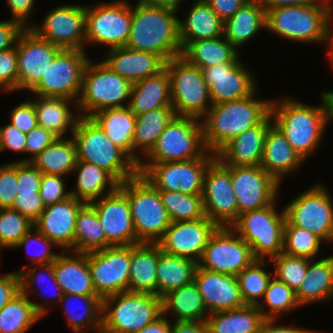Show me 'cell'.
<instances>
[{"mask_svg":"<svg viewBox=\"0 0 333 333\" xmlns=\"http://www.w3.org/2000/svg\"><path fill=\"white\" fill-rule=\"evenodd\" d=\"M252 95L236 100L213 104L201 118L203 139L207 150L217 154L235 136L259 125L269 114L271 100Z\"/></svg>","mask_w":333,"mask_h":333,"instance_id":"6da1fadb","label":"cell"},{"mask_svg":"<svg viewBox=\"0 0 333 333\" xmlns=\"http://www.w3.org/2000/svg\"><path fill=\"white\" fill-rule=\"evenodd\" d=\"M176 12L137 1L132 7V24L126 47L154 53L166 63L181 56L179 18Z\"/></svg>","mask_w":333,"mask_h":333,"instance_id":"7a4b0ae2","label":"cell"},{"mask_svg":"<svg viewBox=\"0 0 333 333\" xmlns=\"http://www.w3.org/2000/svg\"><path fill=\"white\" fill-rule=\"evenodd\" d=\"M286 97L278 103L271 100L270 114L292 148L306 161L318 149L326 130L323 104L314 106Z\"/></svg>","mask_w":333,"mask_h":333,"instance_id":"3957f363","label":"cell"},{"mask_svg":"<svg viewBox=\"0 0 333 333\" xmlns=\"http://www.w3.org/2000/svg\"><path fill=\"white\" fill-rule=\"evenodd\" d=\"M71 136L76 144L78 161L95 164L120 184L138 174V165L110 141L92 118L80 117Z\"/></svg>","mask_w":333,"mask_h":333,"instance_id":"277c9868","label":"cell"},{"mask_svg":"<svg viewBox=\"0 0 333 333\" xmlns=\"http://www.w3.org/2000/svg\"><path fill=\"white\" fill-rule=\"evenodd\" d=\"M100 61L88 60L85 65L81 93L74 108L81 117L91 118L101 110L129 105L132 83Z\"/></svg>","mask_w":333,"mask_h":333,"instance_id":"5b68a950","label":"cell"},{"mask_svg":"<svg viewBox=\"0 0 333 333\" xmlns=\"http://www.w3.org/2000/svg\"><path fill=\"white\" fill-rule=\"evenodd\" d=\"M128 197L131 217L140 243H158L171 224L159 191L141 174L119 185Z\"/></svg>","mask_w":333,"mask_h":333,"instance_id":"8992f818","label":"cell"},{"mask_svg":"<svg viewBox=\"0 0 333 333\" xmlns=\"http://www.w3.org/2000/svg\"><path fill=\"white\" fill-rule=\"evenodd\" d=\"M329 1L269 9L266 30L294 42L325 43Z\"/></svg>","mask_w":333,"mask_h":333,"instance_id":"52a82bcc","label":"cell"},{"mask_svg":"<svg viewBox=\"0 0 333 333\" xmlns=\"http://www.w3.org/2000/svg\"><path fill=\"white\" fill-rule=\"evenodd\" d=\"M162 316L161 298L121 292L102 299L101 333H134Z\"/></svg>","mask_w":333,"mask_h":333,"instance_id":"ba28073f","label":"cell"},{"mask_svg":"<svg viewBox=\"0 0 333 333\" xmlns=\"http://www.w3.org/2000/svg\"><path fill=\"white\" fill-rule=\"evenodd\" d=\"M275 202L242 213L231 226L251 246L256 259L270 260L283 252L286 215L284 208L278 212Z\"/></svg>","mask_w":333,"mask_h":333,"instance_id":"9c48e42d","label":"cell"},{"mask_svg":"<svg viewBox=\"0 0 333 333\" xmlns=\"http://www.w3.org/2000/svg\"><path fill=\"white\" fill-rule=\"evenodd\" d=\"M207 152L201 119L176 115L140 163L188 161L203 157Z\"/></svg>","mask_w":333,"mask_h":333,"instance_id":"30bf717a","label":"cell"},{"mask_svg":"<svg viewBox=\"0 0 333 333\" xmlns=\"http://www.w3.org/2000/svg\"><path fill=\"white\" fill-rule=\"evenodd\" d=\"M165 69L170 77L172 107L176 115L201 119L213 105L201 69L181 56L169 60Z\"/></svg>","mask_w":333,"mask_h":333,"instance_id":"8fae6325","label":"cell"},{"mask_svg":"<svg viewBox=\"0 0 333 333\" xmlns=\"http://www.w3.org/2000/svg\"><path fill=\"white\" fill-rule=\"evenodd\" d=\"M215 158L216 154L208 151L203 157L188 161L139 163L138 173L158 191L202 195L205 171Z\"/></svg>","mask_w":333,"mask_h":333,"instance_id":"7c38bea8","label":"cell"},{"mask_svg":"<svg viewBox=\"0 0 333 333\" xmlns=\"http://www.w3.org/2000/svg\"><path fill=\"white\" fill-rule=\"evenodd\" d=\"M86 6V45L101 44L109 49L124 47L132 24V6L125 0Z\"/></svg>","mask_w":333,"mask_h":333,"instance_id":"4fadbf2b","label":"cell"},{"mask_svg":"<svg viewBox=\"0 0 333 333\" xmlns=\"http://www.w3.org/2000/svg\"><path fill=\"white\" fill-rule=\"evenodd\" d=\"M286 220L329 244L333 232V200L323 184H315L284 206Z\"/></svg>","mask_w":333,"mask_h":333,"instance_id":"5bb4252c","label":"cell"},{"mask_svg":"<svg viewBox=\"0 0 333 333\" xmlns=\"http://www.w3.org/2000/svg\"><path fill=\"white\" fill-rule=\"evenodd\" d=\"M85 51L61 49L31 93L44 97L68 98L77 103L82 88L83 71L89 60Z\"/></svg>","mask_w":333,"mask_h":333,"instance_id":"9a60e30c","label":"cell"},{"mask_svg":"<svg viewBox=\"0 0 333 333\" xmlns=\"http://www.w3.org/2000/svg\"><path fill=\"white\" fill-rule=\"evenodd\" d=\"M255 260L251 246L232 227L218 226L209 238L198 267L237 276Z\"/></svg>","mask_w":333,"mask_h":333,"instance_id":"2e32d148","label":"cell"},{"mask_svg":"<svg viewBox=\"0 0 333 333\" xmlns=\"http://www.w3.org/2000/svg\"><path fill=\"white\" fill-rule=\"evenodd\" d=\"M202 199L206 217L217 226L231 227L238 220L231 166L224 165L217 157L205 171Z\"/></svg>","mask_w":333,"mask_h":333,"instance_id":"e0dca14e","label":"cell"},{"mask_svg":"<svg viewBox=\"0 0 333 333\" xmlns=\"http://www.w3.org/2000/svg\"><path fill=\"white\" fill-rule=\"evenodd\" d=\"M130 245L110 246L88 253V267L97 295L103 299L128 291Z\"/></svg>","mask_w":333,"mask_h":333,"instance_id":"ac0fdd59","label":"cell"},{"mask_svg":"<svg viewBox=\"0 0 333 333\" xmlns=\"http://www.w3.org/2000/svg\"><path fill=\"white\" fill-rule=\"evenodd\" d=\"M42 21L30 27L39 37L61 49L85 50L86 6L61 5L49 11Z\"/></svg>","mask_w":333,"mask_h":333,"instance_id":"d6986e66","label":"cell"},{"mask_svg":"<svg viewBox=\"0 0 333 333\" xmlns=\"http://www.w3.org/2000/svg\"><path fill=\"white\" fill-rule=\"evenodd\" d=\"M231 181L238 203V218L244 212L273 203L280 188L261 166H231Z\"/></svg>","mask_w":333,"mask_h":333,"instance_id":"ffe728a7","label":"cell"},{"mask_svg":"<svg viewBox=\"0 0 333 333\" xmlns=\"http://www.w3.org/2000/svg\"><path fill=\"white\" fill-rule=\"evenodd\" d=\"M15 47L17 90L31 91L61 48L42 39L30 28H25L20 34Z\"/></svg>","mask_w":333,"mask_h":333,"instance_id":"44dd1931","label":"cell"},{"mask_svg":"<svg viewBox=\"0 0 333 333\" xmlns=\"http://www.w3.org/2000/svg\"><path fill=\"white\" fill-rule=\"evenodd\" d=\"M89 204L97 213L107 239V247L140 243L136 237L128 197L119 188Z\"/></svg>","mask_w":333,"mask_h":333,"instance_id":"7402d4cb","label":"cell"},{"mask_svg":"<svg viewBox=\"0 0 333 333\" xmlns=\"http://www.w3.org/2000/svg\"><path fill=\"white\" fill-rule=\"evenodd\" d=\"M241 61L201 68L212 104L240 100L257 91L253 74Z\"/></svg>","mask_w":333,"mask_h":333,"instance_id":"603a6c76","label":"cell"},{"mask_svg":"<svg viewBox=\"0 0 333 333\" xmlns=\"http://www.w3.org/2000/svg\"><path fill=\"white\" fill-rule=\"evenodd\" d=\"M217 225L207 217L194 221L171 222L158 242L167 254L199 262Z\"/></svg>","mask_w":333,"mask_h":333,"instance_id":"cb8c5ba5","label":"cell"},{"mask_svg":"<svg viewBox=\"0 0 333 333\" xmlns=\"http://www.w3.org/2000/svg\"><path fill=\"white\" fill-rule=\"evenodd\" d=\"M85 203L72 195L63 201L46 206L33 226L60 251L74 248L75 223L78 211Z\"/></svg>","mask_w":333,"mask_h":333,"instance_id":"d4e9b609","label":"cell"},{"mask_svg":"<svg viewBox=\"0 0 333 333\" xmlns=\"http://www.w3.org/2000/svg\"><path fill=\"white\" fill-rule=\"evenodd\" d=\"M194 283L209 313L245 306L236 276L197 267Z\"/></svg>","mask_w":333,"mask_h":333,"instance_id":"484cf974","label":"cell"},{"mask_svg":"<svg viewBox=\"0 0 333 333\" xmlns=\"http://www.w3.org/2000/svg\"><path fill=\"white\" fill-rule=\"evenodd\" d=\"M272 124V116L269 114L259 125L235 136L216 157L226 166H260L266 132Z\"/></svg>","mask_w":333,"mask_h":333,"instance_id":"4316f807","label":"cell"},{"mask_svg":"<svg viewBox=\"0 0 333 333\" xmlns=\"http://www.w3.org/2000/svg\"><path fill=\"white\" fill-rule=\"evenodd\" d=\"M104 58V59H103ZM101 60L131 83L155 76L165 69L166 62L158 55L124 47L108 49Z\"/></svg>","mask_w":333,"mask_h":333,"instance_id":"83f0119b","label":"cell"},{"mask_svg":"<svg viewBox=\"0 0 333 333\" xmlns=\"http://www.w3.org/2000/svg\"><path fill=\"white\" fill-rule=\"evenodd\" d=\"M303 158L292 148L285 135L273 123L266 132L260 166L279 184L290 173L302 168ZM283 177V178H282Z\"/></svg>","mask_w":333,"mask_h":333,"instance_id":"f1b7e54d","label":"cell"},{"mask_svg":"<svg viewBox=\"0 0 333 333\" xmlns=\"http://www.w3.org/2000/svg\"><path fill=\"white\" fill-rule=\"evenodd\" d=\"M53 270L63 294L97 295L88 267V253L61 251L53 261Z\"/></svg>","mask_w":333,"mask_h":333,"instance_id":"f546056e","label":"cell"},{"mask_svg":"<svg viewBox=\"0 0 333 333\" xmlns=\"http://www.w3.org/2000/svg\"><path fill=\"white\" fill-rule=\"evenodd\" d=\"M158 243L130 245L128 291L157 296Z\"/></svg>","mask_w":333,"mask_h":333,"instance_id":"4dcf8cb0","label":"cell"},{"mask_svg":"<svg viewBox=\"0 0 333 333\" xmlns=\"http://www.w3.org/2000/svg\"><path fill=\"white\" fill-rule=\"evenodd\" d=\"M185 16L178 21L182 49L189 42L223 36L224 22L205 0H196Z\"/></svg>","mask_w":333,"mask_h":333,"instance_id":"1f68e13d","label":"cell"},{"mask_svg":"<svg viewBox=\"0 0 333 333\" xmlns=\"http://www.w3.org/2000/svg\"><path fill=\"white\" fill-rule=\"evenodd\" d=\"M171 106L170 77L166 69L155 76L132 83L128 107L136 116Z\"/></svg>","mask_w":333,"mask_h":333,"instance_id":"d6a6232c","label":"cell"},{"mask_svg":"<svg viewBox=\"0 0 333 333\" xmlns=\"http://www.w3.org/2000/svg\"><path fill=\"white\" fill-rule=\"evenodd\" d=\"M298 303L310 305L333 298V256L311 259L300 287L295 291Z\"/></svg>","mask_w":333,"mask_h":333,"instance_id":"836d02e7","label":"cell"},{"mask_svg":"<svg viewBox=\"0 0 333 333\" xmlns=\"http://www.w3.org/2000/svg\"><path fill=\"white\" fill-rule=\"evenodd\" d=\"M34 96L36 100H33V103L39 126L50 131L57 138H63L67 130L71 134L73 133L76 123L81 117L71 113V107L68 106L74 100L63 97Z\"/></svg>","mask_w":333,"mask_h":333,"instance_id":"e575fe53","label":"cell"},{"mask_svg":"<svg viewBox=\"0 0 333 333\" xmlns=\"http://www.w3.org/2000/svg\"><path fill=\"white\" fill-rule=\"evenodd\" d=\"M74 173L77 175V180L70 194L84 203H90L99 199V196L111 194L120 185L110 173L86 161H77L72 174Z\"/></svg>","mask_w":333,"mask_h":333,"instance_id":"d590c367","label":"cell"},{"mask_svg":"<svg viewBox=\"0 0 333 333\" xmlns=\"http://www.w3.org/2000/svg\"><path fill=\"white\" fill-rule=\"evenodd\" d=\"M266 29V10L259 0H250L224 22L223 36L236 49Z\"/></svg>","mask_w":333,"mask_h":333,"instance_id":"8d00e7d4","label":"cell"},{"mask_svg":"<svg viewBox=\"0 0 333 333\" xmlns=\"http://www.w3.org/2000/svg\"><path fill=\"white\" fill-rule=\"evenodd\" d=\"M175 116L176 113L172 106L157 108L136 116L133 137V161L137 165L143 160V156L145 157L151 151L160 134ZM138 150L141 151L139 154L137 153Z\"/></svg>","mask_w":333,"mask_h":333,"instance_id":"74e56055","label":"cell"},{"mask_svg":"<svg viewBox=\"0 0 333 333\" xmlns=\"http://www.w3.org/2000/svg\"><path fill=\"white\" fill-rule=\"evenodd\" d=\"M75 302L78 304L76 305ZM60 303L62 307L64 306L68 325L75 333H85L91 329L92 332L101 333L102 299L98 295L63 294ZM77 306L80 307H78L80 312Z\"/></svg>","mask_w":333,"mask_h":333,"instance_id":"f35d334b","label":"cell"},{"mask_svg":"<svg viewBox=\"0 0 333 333\" xmlns=\"http://www.w3.org/2000/svg\"><path fill=\"white\" fill-rule=\"evenodd\" d=\"M105 132L110 141L133 160V137L136 115L129 107L109 108L91 117Z\"/></svg>","mask_w":333,"mask_h":333,"instance_id":"ab89813d","label":"cell"},{"mask_svg":"<svg viewBox=\"0 0 333 333\" xmlns=\"http://www.w3.org/2000/svg\"><path fill=\"white\" fill-rule=\"evenodd\" d=\"M238 50L222 36L189 42L182 49L181 57L201 69L223 63H237L242 60Z\"/></svg>","mask_w":333,"mask_h":333,"instance_id":"60d3db41","label":"cell"},{"mask_svg":"<svg viewBox=\"0 0 333 333\" xmlns=\"http://www.w3.org/2000/svg\"><path fill=\"white\" fill-rule=\"evenodd\" d=\"M48 312L44 304L20 292L0 310V333H26Z\"/></svg>","mask_w":333,"mask_h":333,"instance_id":"b9f144b4","label":"cell"},{"mask_svg":"<svg viewBox=\"0 0 333 333\" xmlns=\"http://www.w3.org/2000/svg\"><path fill=\"white\" fill-rule=\"evenodd\" d=\"M266 319L255 305L209 313L208 333H258Z\"/></svg>","mask_w":333,"mask_h":333,"instance_id":"7bdbcfd3","label":"cell"},{"mask_svg":"<svg viewBox=\"0 0 333 333\" xmlns=\"http://www.w3.org/2000/svg\"><path fill=\"white\" fill-rule=\"evenodd\" d=\"M198 262L167 254L158 244L157 296L162 298L169 292L194 282Z\"/></svg>","mask_w":333,"mask_h":333,"instance_id":"ee69618b","label":"cell"},{"mask_svg":"<svg viewBox=\"0 0 333 333\" xmlns=\"http://www.w3.org/2000/svg\"><path fill=\"white\" fill-rule=\"evenodd\" d=\"M161 301L162 315L173 314L174 321H205L209 315L194 282L169 292Z\"/></svg>","mask_w":333,"mask_h":333,"instance_id":"f6af8a7d","label":"cell"},{"mask_svg":"<svg viewBox=\"0 0 333 333\" xmlns=\"http://www.w3.org/2000/svg\"><path fill=\"white\" fill-rule=\"evenodd\" d=\"M77 148L73 137L56 138L41 151L31 163L42 173L48 175H72L77 164Z\"/></svg>","mask_w":333,"mask_h":333,"instance_id":"bcb514c9","label":"cell"},{"mask_svg":"<svg viewBox=\"0 0 333 333\" xmlns=\"http://www.w3.org/2000/svg\"><path fill=\"white\" fill-rule=\"evenodd\" d=\"M107 248V239L95 209L85 203L75 223L74 248L71 252L87 254Z\"/></svg>","mask_w":333,"mask_h":333,"instance_id":"7dc6e473","label":"cell"},{"mask_svg":"<svg viewBox=\"0 0 333 333\" xmlns=\"http://www.w3.org/2000/svg\"><path fill=\"white\" fill-rule=\"evenodd\" d=\"M262 299L257 308L265 319H278L280 315L282 316L284 313L286 314L293 309L301 307L297 301L295 291L275 276L271 278ZM266 306L270 311L264 310Z\"/></svg>","mask_w":333,"mask_h":333,"instance_id":"c3c4849f","label":"cell"},{"mask_svg":"<svg viewBox=\"0 0 333 333\" xmlns=\"http://www.w3.org/2000/svg\"><path fill=\"white\" fill-rule=\"evenodd\" d=\"M171 222L194 221L206 217L202 195L179 191H159Z\"/></svg>","mask_w":333,"mask_h":333,"instance_id":"681fc988","label":"cell"},{"mask_svg":"<svg viewBox=\"0 0 333 333\" xmlns=\"http://www.w3.org/2000/svg\"><path fill=\"white\" fill-rule=\"evenodd\" d=\"M265 262L266 260L256 259L236 276L245 305L257 306L274 276L273 272L264 270L267 266Z\"/></svg>","mask_w":333,"mask_h":333,"instance_id":"f907efd6","label":"cell"},{"mask_svg":"<svg viewBox=\"0 0 333 333\" xmlns=\"http://www.w3.org/2000/svg\"><path fill=\"white\" fill-rule=\"evenodd\" d=\"M324 242L315 234L290 224L284 226L283 253L290 256L316 259Z\"/></svg>","mask_w":333,"mask_h":333,"instance_id":"816d5d0a","label":"cell"},{"mask_svg":"<svg viewBox=\"0 0 333 333\" xmlns=\"http://www.w3.org/2000/svg\"><path fill=\"white\" fill-rule=\"evenodd\" d=\"M40 267V268H38ZM37 268L39 269V271L37 270ZM38 271V272H37ZM19 273L20 276V288H21V292L26 295L27 297L30 296L29 291L32 293L35 292V290L32 291V288L34 286H36V284L38 285H45V283L48 281L49 284L53 285V288L55 289L56 292H53L51 294H46L44 293V291H40V296L43 297V299L45 301H43L44 304H47V302H51L50 297H54L56 300L53 301V303H59L62 296H63V292L62 289L60 288L59 284L57 283L56 279H55V274H54V270H53V262L51 263H47V264H40V265H31V267H28V265L25 266V268L18 270L17 271ZM45 274V275H44ZM47 280V281H45ZM48 284V283H46ZM33 286V287H32ZM38 288H42L38 287ZM43 289V288H42ZM49 300V301H48Z\"/></svg>","mask_w":333,"mask_h":333,"instance_id":"f5cc1de1","label":"cell"},{"mask_svg":"<svg viewBox=\"0 0 333 333\" xmlns=\"http://www.w3.org/2000/svg\"><path fill=\"white\" fill-rule=\"evenodd\" d=\"M32 227L33 222L17 210L0 209V249H14Z\"/></svg>","mask_w":333,"mask_h":333,"instance_id":"db71d44e","label":"cell"},{"mask_svg":"<svg viewBox=\"0 0 333 333\" xmlns=\"http://www.w3.org/2000/svg\"><path fill=\"white\" fill-rule=\"evenodd\" d=\"M270 261L271 263L273 262V265L275 264L274 276L296 291L305 278L311 260L303 257L290 256L282 252L272 257L269 262Z\"/></svg>","mask_w":333,"mask_h":333,"instance_id":"11a10c76","label":"cell"},{"mask_svg":"<svg viewBox=\"0 0 333 333\" xmlns=\"http://www.w3.org/2000/svg\"><path fill=\"white\" fill-rule=\"evenodd\" d=\"M41 244L37 253H31V260L35 265L47 264L53 262L60 253L51 251L50 249L56 246L51 240H48L42 235L34 226L26 233V235L15 246L16 249L25 247L28 248L26 252L31 250L33 244ZM31 252V251H30ZM29 252V253H30Z\"/></svg>","mask_w":333,"mask_h":333,"instance_id":"9f6ffc18","label":"cell"},{"mask_svg":"<svg viewBox=\"0 0 333 333\" xmlns=\"http://www.w3.org/2000/svg\"><path fill=\"white\" fill-rule=\"evenodd\" d=\"M17 195V161L0 165V209L12 208Z\"/></svg>","mask_w":333,"mask_h":333,"instance_id":"6f0895ef","label":"cell"},{"mask_svg":"<svg viewBox=\"0 0 333 333\" xmlns=\"http://www.w3.org/2000/svg\"><path fill=\"white\" fill-rule=\"evenodd\" d=\"M39 194L44 207L63 201L70 197V190H66L63 176L42 174Z\"/></svg>","mask_w":333,"mask_h":333,"instance_id":"680465c9","label":"cell"},{"mask_svg":"<svg viewBox=\"0 0 333 333\" xmlns=\"http://www.w3.org/2000/svg\"><path fill=\"white\" fill-rule=\"evenodd\" d=\"M0 89L17 91V53L16 47L0 52Z\"/></svg>","mask_w":333,"mask_h":333,"instance_id":"91938a15","label":"cell"},{"mask_svg":"<svg viewBox=\"0 0 333 333\" xmlns=\"http://www.w3.org/2000/svg\"><path fill=\"white\" fill-rule=\"evenodd\" d=\"M11 125L28 134L37 124V116L34 103L31 99L16 105L10 113Z\"/></svg>","mask_w":333,"mask_h":333,"instance_id":"94428289","label":"cell"},{"mask_svg":"<svg viewBox=\"0 0 333 333\" xmlns=\"http://www.w3.org/2000/svg\"><path fill=\"white\" fill-rule=\"evenodd\" d=\"M42 173L31 162L17 161V193L39 192Z\"/></svg>","mask_w":333,"mask_h":333,"instance_id":"6125c7cd","label":"cell"},{"mask_svg":"<svg viewBox=\"0 0 333 333\" xmlns=\"http://www.w3.org/2000/svg\"><path fill=\"white\" fill-rule=\"evenodd\" d=\"M57 137L42 126L37 125L26 134L25 153L31 157L18 160V162H31L41 151L50 145Z\"/></svg>","mask_w":333,"mask_h":333,"instance_id":"be15d7a7","label":"cell"},{"mask_svg":"<svg viewBox=\"0 0 333 333\" xmlns=\"http://www.w3.org/2000/svg\"><path fill=\"white\" fill-rule=\"evenodd\" d=\"M44 208L39 192H32L17 193L11 209L17 210L34 223Z\"/></svg>","mask_w":333,"mask_h":333,"instance_id":"e7e4bbea","label":"cell"},{"mask_svg":"<svg viewBox=\"0 0 333 333\" xmlns=\"http://www.w3.org/2000/svg\"><path fill=\"white\" fill-rule=\"evenodd\" d=\"M26 134L10 123L0 127V151L25 153Z\"/></svg>","mask_w":333,"mask_h":333,"instance_id":"03108f58","label":"cell"},{"mask_svg":"<svg viewBox=\"0 0 333 333\" xmlns=\"http://www.w3.org/2000/svg\"><path fill=\"white\" fill-rule=\"evenodd\" d=\"M25 27L15 20L0 21V52L14 48Z\"/></svg>","mask_w":333,"mask_h":333,"instance_id":"003e7915","label":"cell"},{"mask_svg":"<svg viewBox=\"0 0 333 333\" xmlns=\"http://www.w3.org/2000/svg\"><path fill=\"white\" fill-rule=\"evenodd\" d=\"M21 292L19 273L0 276V310Z\"/></svg>","mask_w":333,"mask_h":333,"instance_id":"a7ac6f4b","label":"cell"},{"mask_svg":"<svg viewBox=\"0 0 333 333\" xmlns=\"http://www.w3.org/2000/svg\"><path fill=\"white\" fill-rule=\"evenodd\" d=\"M12 20L22 24L25 28H30L29 18L34 10L35 0H6ZM30 25V26H29Z\"/></svg>","mask_w":333,"mask_h":333,"instance_id":"89a4df30","label":"cell"},{"mask_svg":"<svg viewBox=\"0 0 333 333\" xmlns=\"http://www.w3.org/2000/svg\"><path fill=\"white\" fill-rule=\"evenodd\" d=\"M210 8L223 21L231 18L241 7L250 0H205Z\"/></svg>","mask_w":333,"mask_h":333,"instance_id":"2644e50d","label":"cell"},{"mask_svg":"<svg viewBox=\"0 0 333 333\" xmlns=\"http://www.w3.org/2000/svg\"><path fill=\"white\" fill-rule=\"evenodd\" d=\"M258 333H323L306 328L277 325V319H266Z\"/></svg>","mask_w":333,"mask_h":333,"instance_id":"8c879c8a","label":"cell"},{"mask_svg":"<svg viewBox=\"0 0 333 333\" xmlns=\"http://www.w3.org/2000/svg\"><path fill=\"white\" fill-rule=\"evenodd\" d=\"M171 333H208L205 321H174Z\"/></svg>","mask_w":333,"mask_h":333,"instance_id":"753ad0ef","label":"cell"},{"mask_svg":"<svg viewBox=\"0 0 333 333\" xmlns=\"http://www.w3.org/2000/svg\"><path fill=\"white\" fill-rule=\"evenodd\" d=\"M167 315H162L153 323L147 325L140 331L134 333H171L172 323L167 319Z\"/></svg>","mask_w":333,"mask_h":333,"instance_id":"34e18365","label":"cell"},{"mask_svg":"<svg viewBox=\"0 0 333 333\" xmlns=\"http://www.w3.org/2000/svg\"><path fill=\"white\" fill-rule=\"evenodd\" d=\"M265 10L274 9L280 6L288 5H309L313 3H322L324 0H259Z\"/></svg>","mask_w":333,"mask_h":333,"instance_id":"11e5206c","label":"cell"},{"mask_svg":"<svg viewBox=\"0 0 333 333\" xmlns=\"http://www.w3.org/2000/svg\"><path fill=\"white\" fill-rule=\"evenodd\" d=\"M333 5L330 3V7L328 10V16H327V26H326V40L325 43L329 47V61L331 63V66L333 67ZM332 22V23H331ZM332 28V29H331Z\"/></svg>","mask_w":333,"mask_h":333,"instance_id":"2a66077c","label":"cell"},{"mask_svg":"<svg viewBox=\"0 0 333 333\" xmlns=\"http://www.w3.org/2000/svg\"><path fill=\"white\" fill-rule=\"evenodd\" d=\"M321 103L323 104L324 114H325V124L330 123L328 121H333V91H322L321 92Z\"/></svg>","mask_w":333,"mask_h":333,"instance_id":"b9fcfbb0","label":"cell"},{"mask_svg":"<svg viewBox=\"0 0 333 333\" xmlns=\"http://www.w3.org/2000/svg\"><path fill=\"white\" fill-rule=\"evenodd\" d=\"M137 1L146 5L169 8L177 12H179L178 9L181 7L180 5L183 2V0H137Z\"/></svg>","mask_w":333,"mask_h":333,"instance_id":"09005b40","label":"cell"},{"mask_svg":"<svg viewBox=\"0 0 333 333\" xmlns=\"http://www.w3.org/2000/svg\"><path fill=\"white\" fill-rule=\"evenodd\" d=\"M331 242V244L333 245V232H332V236H331V239L329 241V243ZM333 256V255H332Z\"/></svg>","mask_w":333,"mask_h":333,"instance_id":"979ff035","label":"cell"}]
</instances>
